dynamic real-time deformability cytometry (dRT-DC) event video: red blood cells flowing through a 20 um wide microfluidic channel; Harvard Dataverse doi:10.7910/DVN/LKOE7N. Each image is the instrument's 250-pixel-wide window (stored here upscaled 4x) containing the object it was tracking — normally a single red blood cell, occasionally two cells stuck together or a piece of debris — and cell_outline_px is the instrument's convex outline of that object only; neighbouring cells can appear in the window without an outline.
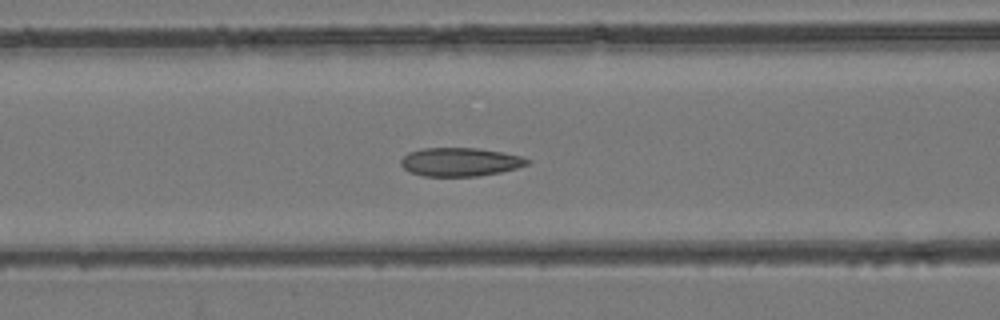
{"species": "common noctule bat (a hibernating species)", "species_latin": "Nyctalus noctula", "temperature_condition": "room temperature", "stored_images_in_passage": 44, "camera_frame_rate_fps": 3000, "um_per_image_px": 0.085, "animal": {"sex": "female", "body_mass_g": 24.6, "forearm_length_mm": 56.2}, "frame": {"image": 1, "passage_image": 20, "time_ms": 6.333, "image_size_px": [1000, 320], "cell_outline_px": [[532, 160], [528, 164], [516, 168], [500, 172], [476, 176], [424, 176], [412, 172], [404, 168], [400, 164], [400, 160], [408, 152], [424, 148], [476, 148], [500, 152], [520, 156]], "centroid_in_image_um": [39.1, 13.76], "position_along_channel_um": 127.5, "area_um2": 20.81}}
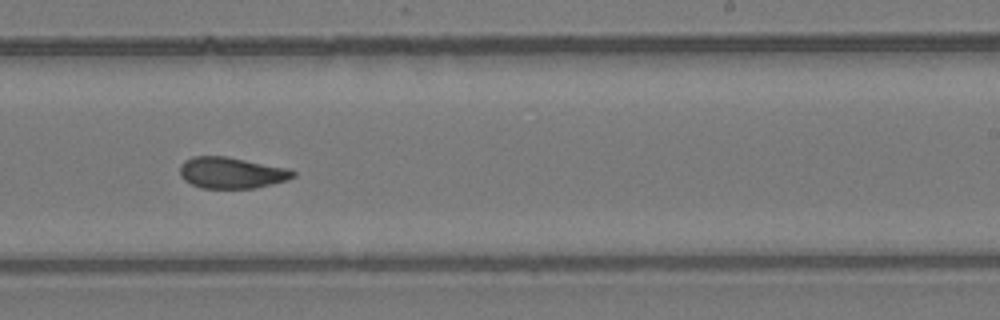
{"frame": {"image": 2, "passage_image": 30, "time_ms": 9.667, "image_size_px": [1000, 320], "cell_outline_px": [[296, 176], [288, 180], [256, 188], [200, 188], [184, 180], [180, 176], [180, 164], [184, 160], [192, 156], [224, 156], [292, 168], [296, 172]], "centroid_in_image_um": [19.71, 14.68], "position_along_channel_um": 269.3, "area_um2": 20.92}}
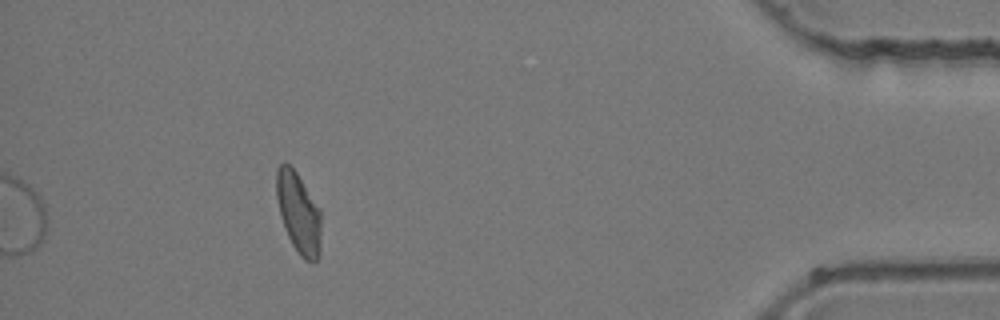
{"frame": {"image": 3, "passage_image": 44, "time_ms": 14.333, "image_size_px": [1000, 320], "cell_outline_px": [[320, 252], [316, 260], [312, 264], [304, 260], [300, 256], [292, 244], [288, 236], [280, 216], [276, 196], [276, 168], [284, 160], [296, 172], [320, 208]], "centroid_in_image_um": [25.36, 18.09], "position_along_channel_um": 409.8, "area_um2": 21.15}}